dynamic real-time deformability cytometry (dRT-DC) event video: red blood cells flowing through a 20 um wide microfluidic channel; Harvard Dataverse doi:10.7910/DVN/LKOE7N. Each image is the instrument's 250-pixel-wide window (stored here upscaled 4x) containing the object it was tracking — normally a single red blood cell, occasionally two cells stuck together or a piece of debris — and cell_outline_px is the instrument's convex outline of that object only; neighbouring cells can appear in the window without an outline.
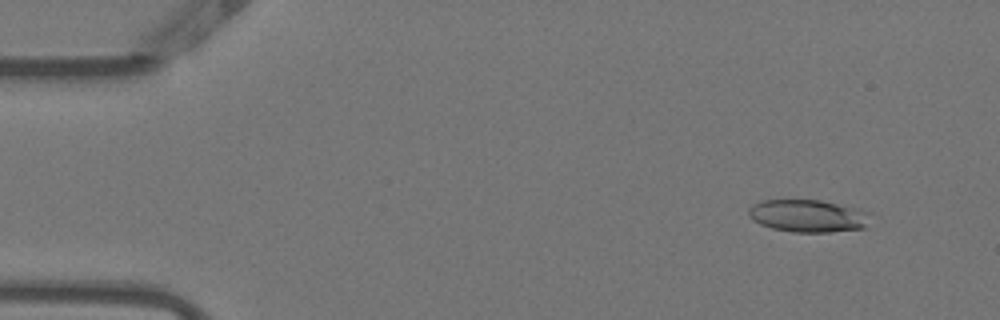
{"species": "Egyptian fruit bat (a non-hibernating species)", "species_latin": "Rousettus aegyptiacus", "temperature_condition": "warm", "stored_images_in_passage": 15, "camera_frame_rate_fps": 3000, "um_per_image_px": 0.085, "animal": {"sex": "female"}, "frame": {"image": 1, "passage_image": 5, "time_ms": 1.333, "image_size_px": [1000, 320], "cell_outline_px": [[872, 212], [868, 228], [832, 232], [792, 232], [772, 228], [760, 224], [752, 220], [748, 216], [748, 208], [752, 204], [760, 200], [820, 200], [860, 208]], "centroid_in_image_um": [68.74, 18.35], "position_along_channel_um": 16.3, "area_um2": 23.7}}